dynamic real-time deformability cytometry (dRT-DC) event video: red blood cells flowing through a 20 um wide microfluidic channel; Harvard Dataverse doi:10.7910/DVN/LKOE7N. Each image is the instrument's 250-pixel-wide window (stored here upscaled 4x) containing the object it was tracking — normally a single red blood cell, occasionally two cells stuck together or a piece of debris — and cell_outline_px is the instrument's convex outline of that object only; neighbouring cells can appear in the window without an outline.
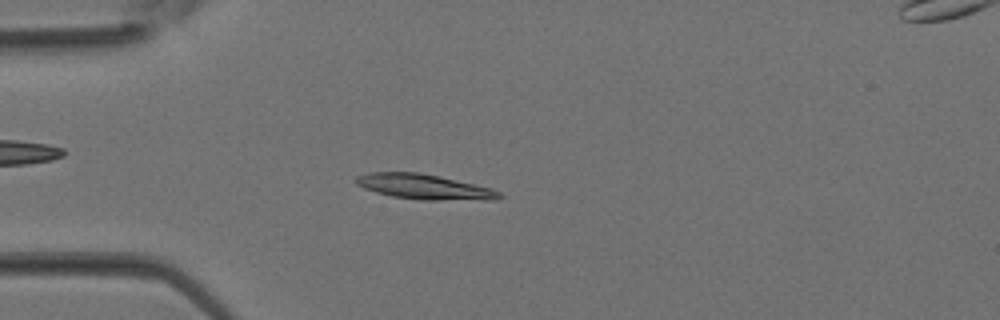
{"species": "Egyptian fruit bat (a non-hibernating species)", "species_latin": "Rousettus aegyptiacus", "temperature_condition": "room temperature", "stored_images_in_passage": 29, "camera_frame_rate_fps": 3000, "um_per_image_px": 0.085, "animal": {"sex": "female"}, "frame": {"image": 1, "passage_image": 2, "time_ms": 0.333, "image_size_px": [1000, 320], "cell_outline_px": [[504, 196], [500, 200], [424, 200], [392, 196], [376, 192], [364, 188], [356, 184], [356, 176], [368, 172], [416, 172], [440, 176], [492, 188], [500, 192]], "centroid_in_image_um": [36.12, 15.88], "position_along_channel_um": 48.9, "area_um2": 21.1}}
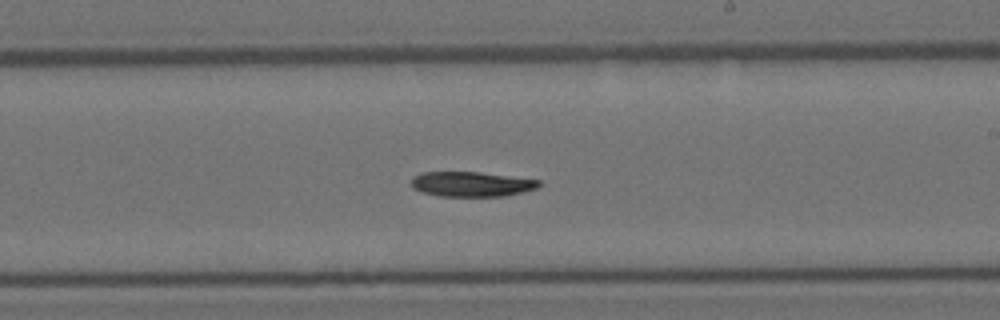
{"frame": {"image": 2, "passage_image": 14, "time_ms": 4.333, "image_size_px": [1000, 320], "cell_outline_px": [[540, 184], [536, 188], [504, 196], [440, 196], [424, 192], [412, 188], [412, 176], [420, 172], [480, 172], [540, 180]], "centroid_in_image_um": [40.04, 15.64], "position_along_channel_um": 249.0, "area_um2": 18.38}}
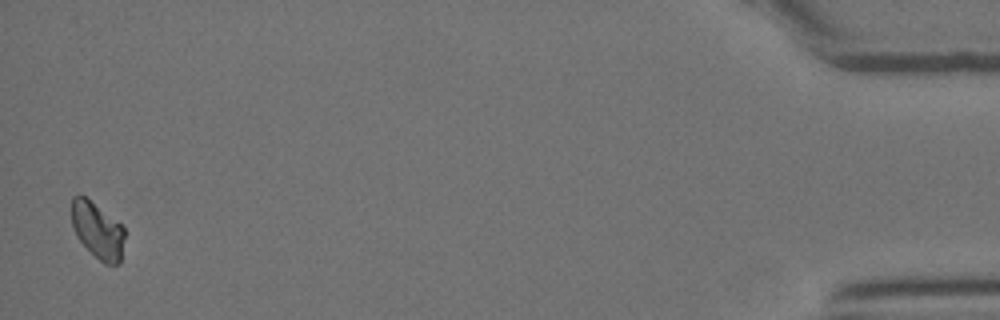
{"frame": {"image": 3, "passage_image": 29, "time_ms": 9.333, "image_size_px": [1000, 320], "cell_outline_px": [[124, 236], [120, 264], [104, 264], [76, 236], [72, 228], [72, 196], [76, 192], [80, 192], [120, 224], [124, 228]], "centroid_in_image_um": [8.26, 19.54], "position_along_channel_um": 426.9, "area_um2": 17.22}}